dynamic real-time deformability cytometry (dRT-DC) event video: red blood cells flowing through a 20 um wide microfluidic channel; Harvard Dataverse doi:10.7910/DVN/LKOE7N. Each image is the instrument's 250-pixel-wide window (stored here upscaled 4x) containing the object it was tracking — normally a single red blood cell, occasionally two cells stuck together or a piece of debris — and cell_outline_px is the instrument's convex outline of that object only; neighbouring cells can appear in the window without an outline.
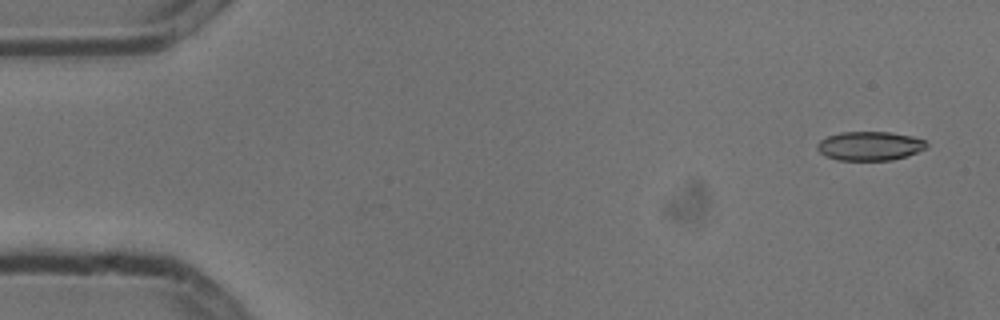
{"species": "common noctule bat (a hibernating species)", "species_latin": "Nyctalus noctula", "temperature_condition": "cold", "stored_images_in_passage": 4, "camera_frame_rate_fps": 3000, "um_per_image_px": 0.085, "animal": {"sex": "male", "body_mass_g": 13.3}, "frame": {"image": 1, "passage_image": 1, "time_ms": 0.0, "image_size_px": [1000, 320], "cell_outline_px": [[928, 148], [908, 156], [892, 160], [836, 160], [824, 156], [816, 148], [816, 144], [820, 140], [828, 136], [840, 132], [888, 132], [912, 136], [924, 140], [928, 144]], "centroid_in_image_um": [73.93, 12.41], "position_along_channel_um": 11.1, "area_um2": 18.67}}